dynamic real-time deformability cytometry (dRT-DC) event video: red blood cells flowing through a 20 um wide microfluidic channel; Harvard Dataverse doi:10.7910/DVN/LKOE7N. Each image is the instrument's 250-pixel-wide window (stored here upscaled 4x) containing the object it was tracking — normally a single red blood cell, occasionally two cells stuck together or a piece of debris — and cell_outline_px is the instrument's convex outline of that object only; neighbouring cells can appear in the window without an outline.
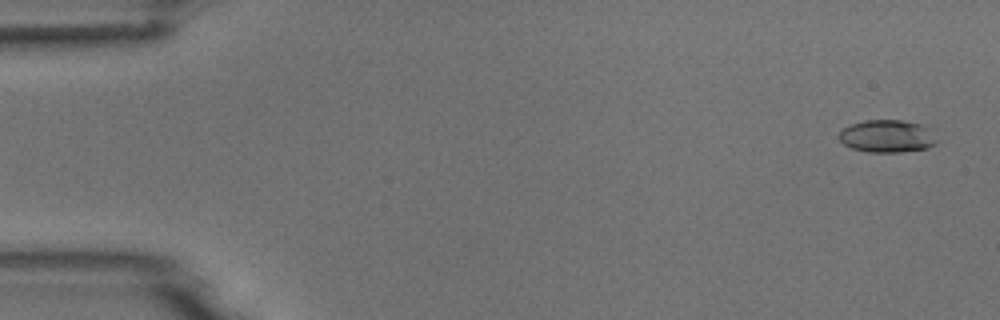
{"species": "common noctule bat (a hibernating species)", "species_latin": "Nyctalus noctula", "temperature_condition": "room temperature", "stored_images_in_passage": 5, "camera_frame_rate_fps": 3000, "um_per_image_px": 0.085, "animal": {"sex": "male", "body_mass_g": 18.8}, "frame": {"image": 1, "passage_image": 1, "time_ms": 0.0, "image_size_px": [1000, 320], "cell_outline_px": [[940, 140], [936, 144], [928, 148], [900, 152], [868, 152], [852, 148], [844, 144], [836, 136], [844, 128], [852, 124], [864, 120], [900, 120], [924, 124]], "centroid_in_image_um": [75.45, 11.57], "position_along_channel_um": 9.6, "area_um2": 18.79}}
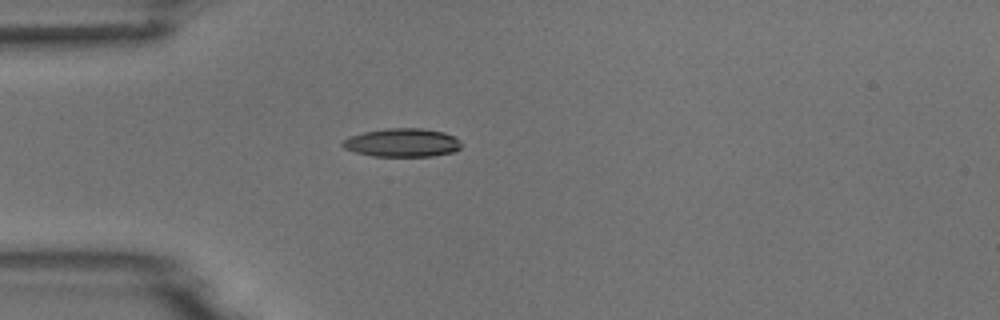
{"frame": {"image": 2, "passage_image": 4, "time_ms": 4.333, "image_size_px": [1000, 320], "cell_outline_px": [[460, 148], [452, 152], [432, 156], [372, 156], [356, 152], [344, 148], [340, 144], [348, 136], [364, 132], [384, 128], [424, 128], [444, 132], [460, 140]], "centroid_in_image_um": [34.16, 12.12], "position_along_channel_um": 50.8, "area_um2": 19.71}}